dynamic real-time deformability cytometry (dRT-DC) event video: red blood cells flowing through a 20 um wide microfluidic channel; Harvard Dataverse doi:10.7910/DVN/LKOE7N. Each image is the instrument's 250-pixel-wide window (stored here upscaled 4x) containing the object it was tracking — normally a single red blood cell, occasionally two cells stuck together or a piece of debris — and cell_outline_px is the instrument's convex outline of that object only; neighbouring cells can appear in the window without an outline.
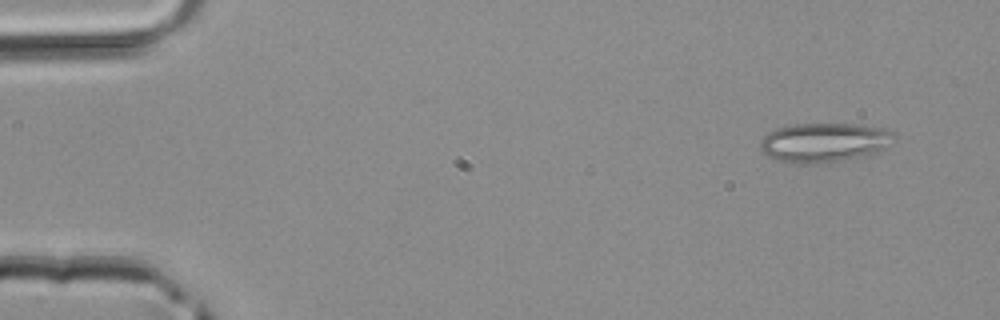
{"species": "common noctule bat (a hibernating species)", "species_latin": "Nyctalus noctula", "temperature_condition": "room temperature", "stored_images_in_passage": 4, "segment_of_instrument_passage": [2, 2], "camera_frame_rate_fps": 3000, "um_per_image_px": 0.085, "animal": {"sex": "male", "body_mass_g": 20.4}, "frame": {"image": 1, "passage_image": 4, "time_ms": 1.0, "image_size_px": [1000, 320], "cell_outline_px": [[896, 132], [884, 148], [880, 152], [844, 160], [812, 164], [796, 164], [776, 160], [768, 156], [760, 148], [760, 140], [768, 132], [776, 128], [788, 124], [856, 124], [884, 128]], "centroid_in_image_um": [70.01, 12.11], "position_along_channel_um": 15.0, "area_um2": 30.81}}